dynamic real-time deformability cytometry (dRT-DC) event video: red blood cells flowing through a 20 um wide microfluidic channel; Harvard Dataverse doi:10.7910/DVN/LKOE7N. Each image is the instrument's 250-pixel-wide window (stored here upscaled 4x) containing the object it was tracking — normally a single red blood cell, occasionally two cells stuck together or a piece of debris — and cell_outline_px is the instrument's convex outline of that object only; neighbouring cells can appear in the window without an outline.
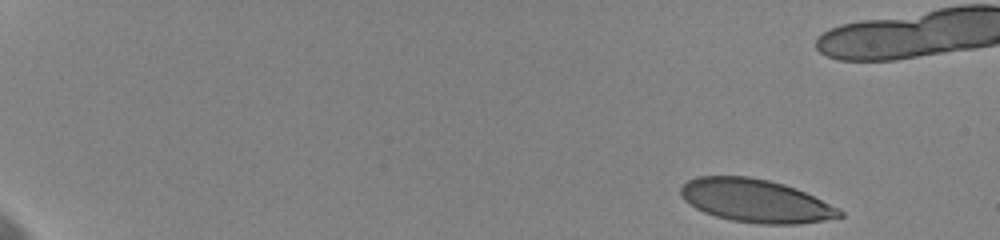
{"species": "human", "species_latin": "Homo sapiens", "temperature_condition": "cold", "stored_images_in_passage": 34, "camera_frame_rate_fps": 3000, "um_per_image_px": 0.085, "donor": {"sex": "female"}, "frame": {"image": 1, "passage_image": 1, "time_ms": 0.0, "image_size_px": [1000, 240], "cell_outline_px": [[844, 216], [824, 220], [800, 224], [756, 224], [732, 220], [716, 216], [704, 212], [696, 208], [684, 200], [680, 196], [680, 188], [688, 180], [696, 176], [748, 176], [768, 180], [784, 184], [796, 188], [840, 208], [844, 212]], "centroid_in_image_um": [64.24, 17.07], "position_along_channel_um": 20.8, "area_um2": 40.06}}
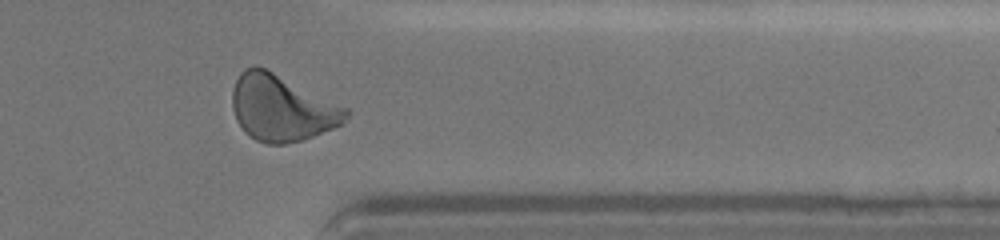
{"frame": {"image": 2, "passage_image": 29, "time_ms": 14.667, "image_size_px": [1000, 240], "cell_outline_px": [[352, 112], [344, 124], [312, 136], [300, 140], [284, 144], [264, 144], [256, 140], [244, 132], [236, 120], [232, 108], [232, 92], [236, 80], [240, 72], [244, 68], [264, 68], [348, 108]], "centroid_in_image_um": [23.96, 9.21], "position_along_channel_um": 387.4, "area_um2": 43.52}}